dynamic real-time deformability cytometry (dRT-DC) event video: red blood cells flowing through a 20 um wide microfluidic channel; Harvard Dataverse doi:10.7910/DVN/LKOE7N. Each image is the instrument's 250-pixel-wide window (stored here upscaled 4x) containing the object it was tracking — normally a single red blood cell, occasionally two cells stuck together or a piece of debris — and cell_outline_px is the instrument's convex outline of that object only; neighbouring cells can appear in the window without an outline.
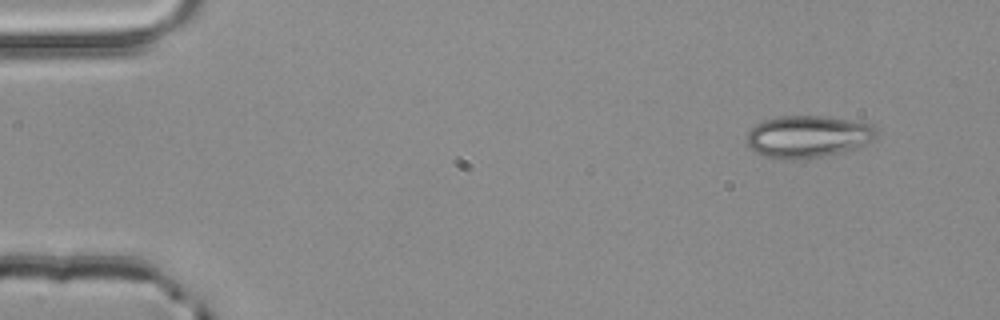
{"species": "common noctule bat (a hibernating species)", "species_latin": "Nyctalus noctula", "temperature_condition": "room temperature", "stored_images_in_passage": 3, "camera_frame_rate_fps": 3000, "um_per_image_px": 0.085, "animal": {"sex": "male", "body_mass_g": 20.4}, "frame": {"image": 1, "passage_image": 1, "time_ms": 0.0, "image_size_px": [1000, 320], "cell_outline_px": [[880, 132], [872, 140], [856, 148], [824, 156], [788, 160], [764, 156], [756, 152], [744, 140], [748, 132], [756, 124], [764, 120], [780, 116], [828, 116], [876, 124]], "centroid_in_image_um": [68.71, 11.59], "position_along_channel_um": 16.3, "area_um2": 32.14}}